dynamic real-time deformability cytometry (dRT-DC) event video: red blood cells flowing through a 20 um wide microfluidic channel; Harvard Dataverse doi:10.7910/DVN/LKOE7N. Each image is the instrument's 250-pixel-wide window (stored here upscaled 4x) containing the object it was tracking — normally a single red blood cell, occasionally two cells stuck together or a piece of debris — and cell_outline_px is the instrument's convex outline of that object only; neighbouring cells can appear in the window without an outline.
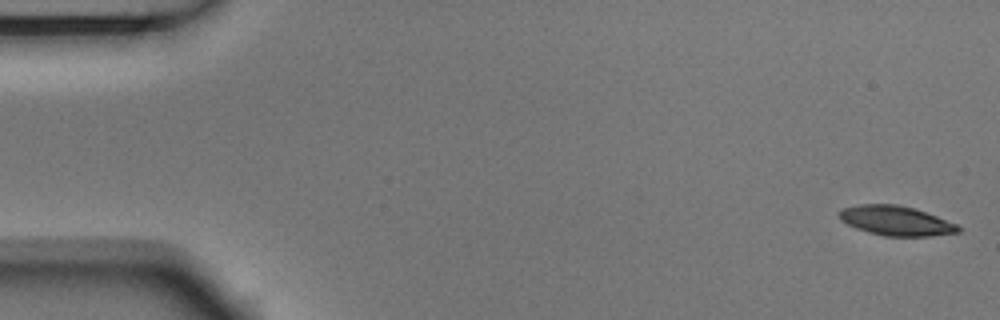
{"species": "Egyptian fruit bat (a non-hibernating species)", "species_latin": "Rousettus aegyptiacus", "temperature_condition": "room temperature", "stored_images_in_passage": 5, "segment_of_instrument_passage": [1, 2], "camera_frame_rate_fps": 3000, "um_per_image_px": 0.085, "animal": {"sex": "male"}, "frame": {"image": 1, "passage_image": 1, "time_ms": 0.0, "image_size_px": [1000, 320], "cell_outline_px": [[964, 228], [960, 232], [932, 236], [884, 236], [868, 232], [856, 228], [840, 220], [836, 212], [840, 208], [860, 204], [896, 204], [912, 208], [936, 216], [956, 224]], "centroid_in_image_um": [76.12, 18.76], "position_along_channel_um": 8.9, "area_um2": 20.63}}
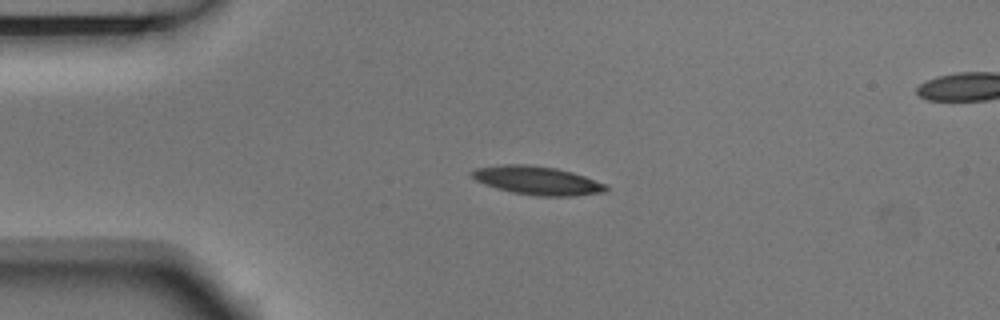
{"frame": {"image": 2, "passage_image": 3, "time_ms": 0.667, "image_size_px": [1000, 320], "cell_outline_px": [[608, 188], [604, 192], [576, 196], [536, 196], [512, 192], [496, 188], [484, 184], [468, 176], [468, 172], [476, 168], [504, 164], [524, 164], [556, 168], [572, 172], [584, 176], [604, 184]], "centroid_in_image_um": [45.6, 15.34], "position_along_channel_um": 39.4, "area_um2": 22.31}}